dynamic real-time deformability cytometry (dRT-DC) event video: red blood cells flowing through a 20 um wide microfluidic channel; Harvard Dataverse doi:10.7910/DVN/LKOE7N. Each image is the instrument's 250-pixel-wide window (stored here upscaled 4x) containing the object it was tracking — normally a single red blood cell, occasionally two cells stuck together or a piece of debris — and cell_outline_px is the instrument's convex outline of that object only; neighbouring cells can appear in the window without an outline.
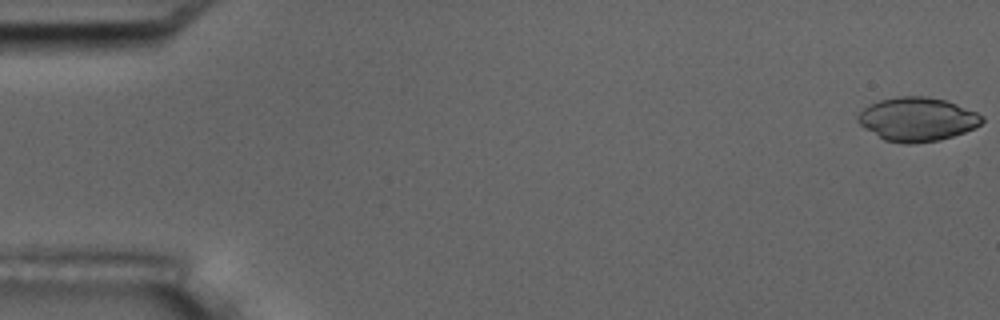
{"species": "common noctule bat (a hibernating species)", "species_latin": "Nyctalus noctula", "temperature_condition": "room temperature", "stored_images_in_passage": 4, "camera_frame_rate_fps": 3000, "um_per_image_px": 0.085, "animal": {"sex": "male", "body_mass_g": 17.5, "forearm_length_mm": 52.3}, "frame": {"image": 1, "passage_image": 1, "time_ms": 0.0, "image_size_px": [1000, 320], "cell_outline_px": [[984, 120], [980, 124], [964, 132], [940, 140], [912, 144], [904, 144], [884, 140], [864, 128], [856, 120], [856, 116], [864, 108], [880, 100], [896, 96], [924, 96], [944, 100], [956, 104], [976, 112], [984, 116]], "centroid_in_image_um": [77.94, 10.14], "position_along_channel_um": 7.1, "area_um2": 31.56}}